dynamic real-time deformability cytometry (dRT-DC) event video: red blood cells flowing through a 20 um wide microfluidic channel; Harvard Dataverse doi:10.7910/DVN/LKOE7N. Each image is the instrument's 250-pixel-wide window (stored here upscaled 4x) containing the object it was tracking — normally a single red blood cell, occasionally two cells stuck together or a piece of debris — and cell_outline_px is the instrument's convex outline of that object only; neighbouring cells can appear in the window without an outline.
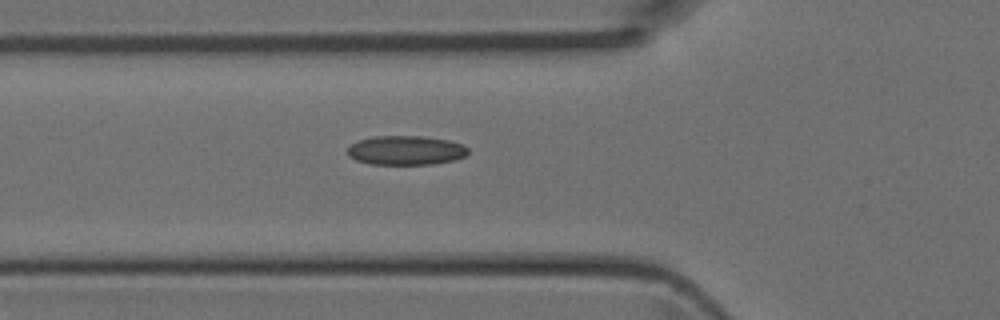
{"species": "Egyptian fruit bat (a non-hibernating species)", "species_latin": "Rousettus aegyptiacus", "temperature_condition": "room temperature", "stored_images_in_passage": 6, "camera_frame_rate_fps": 3000, "um_per_image_px": 0.085, "animal": {"sex": "female"}, "frame": {"image": 1, "passage_image": 6, "time_ms": 1.667, "image_size_px": [1000, 320], "cell_outline_px": [[468, 152], [464, 156], [452, 160], [432, 164], [372, 164], [356, 160], [348, 156], [348, 148], [352, 144], [360, 140], [376, 136], [420, 136], [448, 140], [460, 144], [468, 148]], "centroid_in_image_um": [34.48, 12.78], "position_along_channel_um": 91.3, "area_um2": 20.23}}